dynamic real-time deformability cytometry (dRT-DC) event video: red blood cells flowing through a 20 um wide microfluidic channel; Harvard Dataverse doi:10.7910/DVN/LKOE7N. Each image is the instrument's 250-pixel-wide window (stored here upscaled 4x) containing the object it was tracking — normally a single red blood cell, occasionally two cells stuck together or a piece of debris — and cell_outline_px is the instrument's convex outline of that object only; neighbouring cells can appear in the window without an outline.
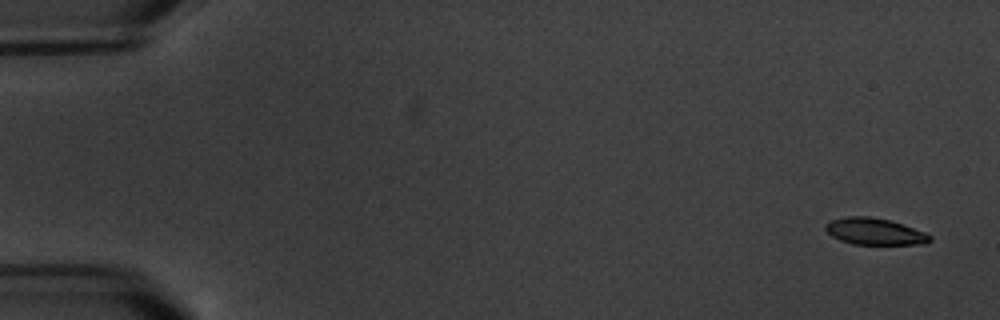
{"species": "common noctule bat (a hibernating species)", "species_latin": "Nyctalus noctula", "temperature_condition": "warm", "stored_images_in_passage": 6, "camera_frame_rate_fps": 3000, "um_per_image_px": 0.085, "animal": {"sex": "male", "body_mass_g": 20.1, "forearm_length_mm": 53.5}, "frame": {"image": 1, "passage_image": 1, "time_ms": 0.0, "image_size_px": [1000, 320], "cell_outline_px": [[932, 240], [924, 244], [852, 244], [840, 240], [832, 236], [824, 228], [824, 224], [832, 220], [848, 216], [868, 216], [892, 220], [924, 232], [932, 236]], "centroid_in_image_um": [74.35, 19.67], "position_along_channel_um": 10.7, "area_um2": 16.24}}
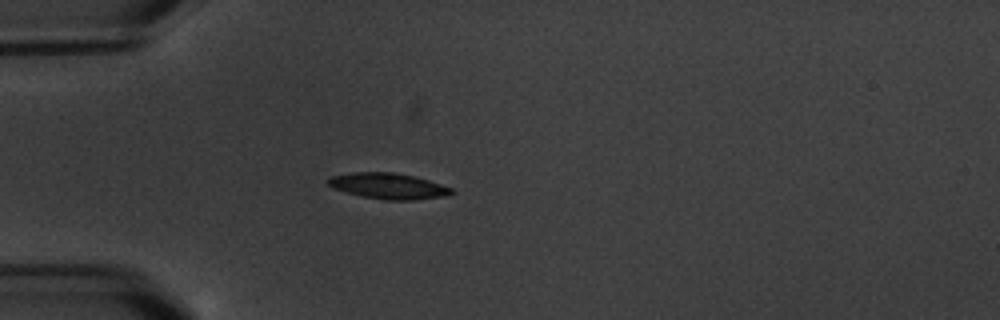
{"frame": {"image": 2, "passage_image": 5, "time_ms": 5.0, "image_size_px": [1000, 320], "cell_outline_px": [[456, 192], [448, 196], [412, 200], [384, 200], [364, 196], [332, 188], [328, 184], [328, 180], [332, 176], [352, 172], [392, 172], [412, 176], [428, 180], [452, 188]], "centroid_in_image_um": [33.05, 15.81], "position_along_channel_um": 52.0, "area_um2": 18.44}}